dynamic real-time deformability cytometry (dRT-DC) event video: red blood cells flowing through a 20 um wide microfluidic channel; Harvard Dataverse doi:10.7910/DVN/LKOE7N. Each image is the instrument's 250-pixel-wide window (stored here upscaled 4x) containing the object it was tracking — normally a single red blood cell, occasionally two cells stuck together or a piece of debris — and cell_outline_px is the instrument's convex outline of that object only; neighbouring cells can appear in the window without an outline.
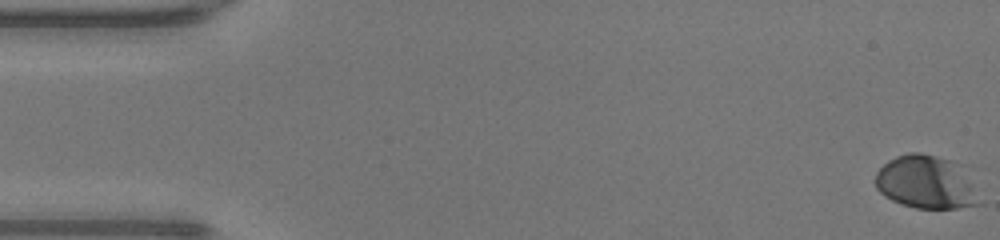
{"species": "human", "species_latin": "Homo sapiens", "temperature_condition": "warm", "stored_images_in_passage": 49, "camera_frame_rate_fps": 3000, "um_per_image_px": 0.085, "donor": {"sex": "male"}, "frame": {"image": 1, "passage_image": 1, "time_ms": 0.0, "image_size_px": [1000, 240], "cell_outline_px": [[984, 204], [956, 208], [916, 208], [892, 200], [884, 196], [876, 188], [876, 172], [888, 160], [896, 156], [908, 152], [920, 152], [936, 156], [948, 160], [952, 164]], "centroid_in_image_um": [78.59, 15.51], "position_along_channel_um": 6.4, "area_um2": 30.92}}
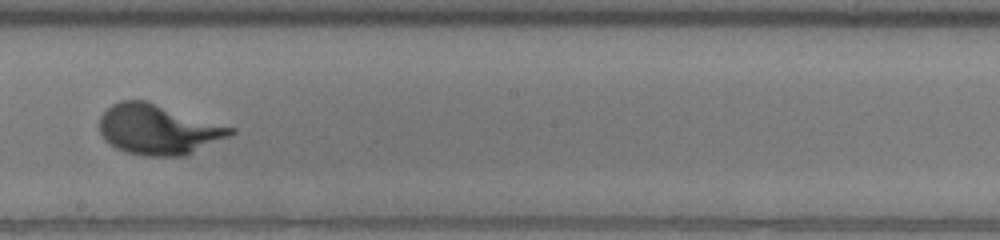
{"frame": {"image": 2, "passage_image": 28, "time_ms": 9.0, "image_size_px": [1000, 240], "cell_outline_px": [[236, 132], [188, 156], [144, 156], [124, 152], [116, 148], [104, 140], [100, 132], [100, 116], [112, 104], [120, 100], [144, 100], [236, 128]], "centroid_in_image_um": [13.45, 11.02], "position_along_channel_um": 234.8, "area_um2": 38.32}}
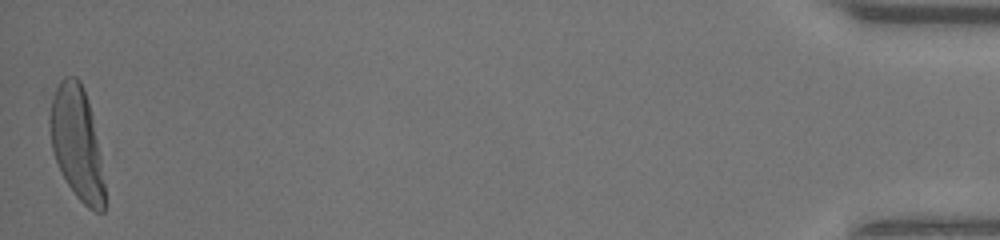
{"frame": {"image": 3, "passage_image": 49, "time_ms": 16.0, "image_size_px": [1000, 240], "cell_outline_px": [[104, 212], [96, 212], [88, 208], [76, 196], [68, 184], [56, 160], [52, 148], [48, 124], [48, 120], [52, 100], [56, 88], [60, 80], [64, 76], [76, 76], [80, 80], [84, 88], [88, 100], [92, 116], [100, 156], [104, 184]], "centroid_in_image_um": [6.52, 12.12], "position_along_channel_um": 428.7, "area_um2": 35.72}}